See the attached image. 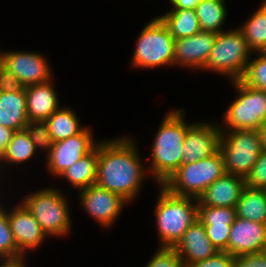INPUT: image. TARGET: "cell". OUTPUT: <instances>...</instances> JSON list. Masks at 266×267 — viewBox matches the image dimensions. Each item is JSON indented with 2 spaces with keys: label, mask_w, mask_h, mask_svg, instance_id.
Segmentation results:
<instances>
[{
  "label": "cell",
  "mask_w": 266,
  "mask_h": 267,
  "mask_svg": "<svg viewBox=\"0 0 266 267\" xmlns=\"http://www.w3.org/2000/svg\"><path fill=\"white\" fill-rule=\"evenodd\" d=\"M134 142L129 138L98 143L96 182L127 202L141 189L146 172Z\"/></svg>",
  "instance_id": "obj_1"
},
{
  "label": "cell",
  "mask_w": 266,
  "mask_h": 267,
  "mask_svg": "<svg viewBox=\"0 0 266 267\" xmlns=\"http://www.w3.org/2000/svg\"><path fill=\"white\" fill-rule=\"evenodd\" d=\"M183 112V114H182ZM183 109L169 112L155 136L152 146V166L157 182L163 185L182 164V148L187 130L193 125L184 122Z\"/></svg>",
  "instance_id": "obj_2"
},
{
  "label": "cell",
  "mask_w": 266,
  "mask_h": 267,
  "mask_svg": "<svg viewBox=\"0 0 266 267\" xmlns=\"http://www.w3.org/2000/svg\"><path fill=\"white\" fill-rule=\"evenodd\" d=\"M155 215L161 247L174 248L186 230L198 219V199L173 195L161 185Z\"/></svg>",
  "instance_id": "obj_3"
},
{
  "label": "cell",
  "mask_w": 266,
  "mask_h": 267,
  "mask_svg": "<svg viewBox=\"0 0 266 267\" xmlns=\"http://www.w3.org/2000/svg\"><path fill=\"white\" fill-rule=\"evenodd\" d=\"M226 173L222 153L218 151L205 159L181 164L162 185L177 196H199L218 178Z\"/></svg>",
  "instance_id": "obj_4"
},
{
  "label": "cell",
  "mask_w": 266,
  "mask_h": 267,
  "mask_svg": "<svg viewBox=\"0 0 266 267\" xmlns=\"http://www.w3.org/2000/svg\"><path fill=\"white\" fill-rule=\"evenodd\" d=\"M250 52L252 51L239 28L219 32L202 69L230 76L232 81L240 80L249 62Z\"/></svg>",
  "instance_id": "obj_5"
},
{
  "label": "cell",
  "mask_w": 266,
  "mask_h": 267,
  "mask_svg": "<svg viewBox=\"0 0 266 267\" xmlns=\"http://www.w3.org/2000/svg\"><path fill=\"white\" fill-rule=\"evenodd\" d=\"M221 132L219 151L226 173L245 178L264 150L260 130H232L227 133L222 128Z\"/></svg>",
  "instance_id": "obj_6"
},
{
  "label": "cell",
  "mask_w": 266,
  "mask_h": 267,
  "mask_svg": "<svg viewBox=\"0 0 266 267\" xmlns=\"http://www.w3.org/2000/svg\"><path fill=\"white\" fill-rule=\"evenodd\" d=\"M22 204L48 236H64L70 231V212L65 197L55 189H43L25 196Z\"/></svg>",
  "instance_id": "obj_7"
},
{
  "label": "cell",
  "mask_w": 266,
  "mask_h": 267,
  "mask_svg": "<svg viewBox=\"0 0 266 267\" xmlns=\"http://www.w3.org/2000/svg\"><path fill=\"white\" fill-rule=\"evenodd\" d=\"M175 39L159 17L149 22L139 35L132 64L150 68L174 65Z\"/></svg>",
  "instance_id": "obj_8"
},
{
  "label": "cell",
  "mask_w": 266,
  "mask_h": 267,
  "mask_svg": "<svg viewBox=\"0 0 266 267\" xmlns=\"http://www.w3.org/2000/svg\"><path fill=\"white\" fill-rule=\"evenodd\" d=\"M239 94L224 113V123L232 130H259L266 121V92L251 88L241 80L232 81Z\"/></svg>",
  "instance_id": "obj_9"
},
{
  "label": "cell",
  "mask_w": 266,
  "mask_h": 267,
  "mask_svg": "<svg viewBox=\"0 0 266 267\" xmlns=\"http://www.w3.org/2000/svg\"><path fill=\"white\" fill-rule=\"evenodd\" d=\"M92 133L84 128L79 134L65 140L53 142L47 154V166L53 175L60 176L73 163L92 152L98 143L93 141Z\"/></svg>",
  "instance_id": "obj_10"
},
{
  "label": "cell",
  "mask_w": 266,
  "mask_h": 267,
  "mask_svg": "<svg viewBox=\"0 0 266 267\" xmlns=\"http://www.w3.org/2000/svg\"><path fill=\"white\" fill-rule=\"evenodd\" d=\"M2 54V65L18 78L22 87L51 80V69L47 60L41 54L20 51Z\"/></svg>",
  "instance_id": "obj_11"
},
{
  "label": "cell",
  "mask_w": 266,
  "mask_h": 267,
  "mask_svg": "<svg viewBox=\"0 0 266 267\" xmlns=\"http://www.w3.org/2000/svg\"><path fill=\"white\" fill-rule=\"evenodd\" d=\"M80 194L84 209L104 227L111 226L115 222L127 202L121 196L97 184L82 189Z\"/></svg>",
  "instance_id": "obj_12"
},
{
  "label": "cell",
  "mask_w": 266,
  "mask_h": 267,
  "mask_svg": "<svg viewBox=\"0 0 266 267\" xmlns=\"http://www.w3.org/2000/svg\"><path fill=\"white\" fill-rule=\"evenodd\" d=\"M221 127L196 123L188 130L182 148V164L205 159L219 151Z\"/></svg>",
  "instance_id": "obj_13"
},
{
  "label": "cell",
  "mask_w": 266,
  "mask_h": 267,
  "mask_svg": "<svg viewBox=\"0 0 266 267\" xmlns=\"http://www.w3.org/2000/svg\"><path fill=\"white\" fill-rule=\"evenodd\" d=\"M266 249V224L235 218L228 240V253L233 257L264 252Z\"/></svg>",
  "instance_id": "obj_14"
},
{
  "label": "cell",
  "mask_w": 266,
  "mask_h": 267,
  "mask_svg": "<svg viewBox=\"0 0 266 267\" xmlns=\"http://www.w3.org/2000/svg\"><path fill=\"white\" fill-rule=\"evenodd\" d=\"M216 36L214 32L200 31L193 36L175 40L174 65L202 69Z\"/></svg>",
  "instance_id": "obj_15"
},
{
  "label": "cell",
  "mask_w": 266,
  "mask_h": 267,
  "mask_svg": "<svg viewBox=\"0 0 266 267\" xmlns=\"http://www.w3.org/2000/svg\"><path fill=\"white\" fill-rule=\"evenodd\" d=\"M9 212L8 222L19 252L24 255L27 249L40 246L46 234L27 208L19 204Z\"/></svg>",
  "instance_id": "obj_16"
},
{
  "label": "cell",
  "mask_w": 266,
  "mask_h": 267,
  "mask_svg": "<svg viewBox=\"0 0 266 267\" xmlns=\"http://www.w3.org/2000/svg\"><path fill=\"white\" fill-rule=\"evenodd\" d=\"M184 267L214 256L218 250L207 236L205 226L197 219L174 247Z\"/></svg>",
  "instance_id": "obj_17"
},
{
  "label": "cell",
  "mask_w": 266,
  "mask_h": 267,
  "mask_svg": "<svg viewBox=\"0 0 266 267\" xmlns=\"http://www.w3.org/2000/svg\"><path fill=\"white\" fill-rule=\"evenodd\" d=\"M245 187L244 178L225 173L198 198V205L235 208Z\"/></svg>",
  "instance_id": "obj_18"
},
{
  "label": "cell",
  "mask_w": 266,
  "mask_h": 267,
  "mask_svg": "<svg viewBox=\"0 0 266 267\" xmlns=\"http://www.w3.org/2000/svg\"><path fill=\"white\" fill-rule=\"evenodd\" d=\"M29 122L46 121L58 108L59 101L51 80L25 87Z\"/></svg>",
  "instance_id": "obj_19"
},
{
  "label": "cell",
  "mask_w": 266,
  "mask_h": 267,
  "mask_svg": "<svg viewBox=\"0 0 266 267\" xmlns=\"http://www.w3.org/2000/svg\"><path fill=\"white\" fill-rule=\"evenodd\" d=\"M25 87L14 92H0V125L14 131L28 123Z\"/></svg>",
  "instance_id": "obj_20"
},
{
  "label": "cell",
  "mask_w": 266,
  "mask_h": 267,
  "mask_svg": "<svg viewBox=\"0 0 266 267\" xmlns=\"http://www.w3.org/2000/svg\"><path fill=\"white\" fill-rule=\"evenodd\" d=\"M175 40L187 38L202 31L195 9H172L158 16Z\"/></svg>",
  "instance_id": "obj_21"
},
{
  "label": "cell",
  "mask_w": 266,
  "mask_h": 267,
  "mask_svg": "<svg viewBox=\"0 0 266 267\" xmlns=\"http://www.w3.org/2000/svg\"><path fill=\"white\" fill-rule=\"evenodd\" d=\"M235 209L237 217L266 224V189L245 186Z\"/></svg>",
  "instance_id": "obj_22"
},
{
  "label": "cell",
  "mask_w": 266,
  "mask_h": 267,
  "mask_svg": "<svg viewBox=\"0 0 266 267\" xmlns=\"http://www.w3.org/2000/svg\"><path fill=\"white\" fill-rule=\"evenodd\" d=\"M98 164V144L96 148L82 159L73 163L60 175L64 176L73 187L79 190L95 184Z\"/></svg>",
  "instance_id": "obj_23"
},
{
  "label": "cell",
  "mask_w": 266,
  "mask_h": 267,
  "mask_svg": "<svg viewBox=\"0 0 266 267\" xmlns=\"http://www.w3.org/2000/svg\"><path fill=\"white\" fill-rule=\"evenodd\" d=\"M53 142L65 140L79 134L84 127H80L74 111L69 108H58L46 121Z\"/></svg>",
  "instance_id": "obj_24"
},
{
  "label": "cell",
  "mask_w": 266,
  "mask_h": 267,
  "mask_svg": "<svg viewBox=\"0 0 266 267\" xmlns=\"http://www.w3.org/2000/svg\"><path fill=\"white\" fill-rule=\"evenodd\" d=\"M194 9L202 31L216 34L223 31L221 27L227 14L225 0H200Z\"/></svg>",
  "instance_id": "obj_25"
},
{
  "label": "cell",
  "mask_w": 266,
  "mask_h": 267,
  "mask_svg": "<svg viewBox=\"0 0 266 267\" xmlns=\"http://www.w3.org/2000/svg\"><path fill=\"white\" fill-rule=\"evenodd\" d=\"M239 29L251 51L257 53L262 51L266 46V7L261 4V7Z\"/></svg>",
  "instance_id": "obj_26"
},
{
  "label": "cell",
  "mask_w": 266,
  "mask_h": 267,
  "mask_svg": "<svg viewBox=\"0 0 266 267\" xmlns=\"http://www.w3.org/2000/svg\"><path fill=\"white\" fill-rule=\"evenodd\" d=\"M37 149L26 129L15 131L5 152L0 157L6 163H21L34 156Z\"/></svg>",
  "instance_id": "obj_27"
},
{
  "label": "cell",
  "mask_w": 266,
  "mask_h": 267,
  "mask_svg": "<svg viewBox=\"0 0 266 267\" xmlns=\"http://www.w3.org/2000/svg\"><path fill=\"white\" fill-rule=\"evenodd\" d=\"M8 222L7 212L0 207V259L3 261L22 260Z\"/></svg>",
  "instance_id": "obj_28"
},
{
  "label": "cell",
  "mask_w": 266,
  "mask_h": 267,
  "mask_svg": "<svg viewBox=\"0 0 266 267\" xmlns=\"http://www.w3.org/2000/svg\"><path fill=\"white\" fill-rule=\"evenodd\" d=\"M260 56L247 63L243 77L240 79L245 85L266 92V58Z\"/></svg>",
  "instance_id": "obj_29"
},
{
  "label": "cell",
  "mask_w": 266,
  "mask_h": 267,
  "mask_svg": "<svg viewBox=\"0 0 266 267\" xmlns=\"http://www.w3.org/2000/svg\"><path fill=\"white\" fill-rule=\"evenodd\" d=\"M235 218V208L198 205V220L202 224H232Z\"/></svg>",
  "instance_id": "obj_30"
},
{
  "label": "cell",
  "mask_w": 266,
  "mask_h": 267,
  "mask_svg": "<svg viewBox=\"0 0 266 267\" xmlns=\"http://www.w3.org/2000/svg\"><path fill=\"white\" fill-rule=\"evenodd\" d=\"M26 131L30 135L31 141L35 148L47 149L49 153L53 146V140L45 121L28 122L25 126Z\"/></svg>",
  "instance_id": "obj_31"
},
{
  "label": "cell",
  "mask_w": 266,
  "mask_h": 267,
  "mask_svg": "<svg viewBox=\"0 0 266 267\" xmlns=\"http://www.w3.org/2000/svg\"><path fill=\"white\" fill-rule=\"evenodd\" d=\"M245 186L266 189V150H263L252 169L244 178Z\"/></svg>",
  "instance_id": "obj_32"
},
{
  "label": "cell",
  "mask_w": 266,
  "mask_h": 267,
  "mask_svg": "<svg viewBox=\"0 0 266 267\" xmlns=\"http://www.w3.org/2000/svg\"><path fill=\"white\" fill-rule=\"evenodd\" d=\"M211 243L218 251L228 252V240L232 224H203Z\"/></svg>",
  "instance_id": "obj_33"
},
{
  "label": "cell",
  "mask_w": 266,
  "mask_h": 267,
  "mask_svg": "<svg viewBox=\"0 0 266 267\" xmlns=\"http://www.w3.org/2000/svg\"><path fill=\"white\" fill-rule=\"evenodd\" d=\"M146 267H184L174 248L160 247Z\"/></svg>",
  "instance_id": "obj_34"
},
{
  "label": "cell",
  "mask_w": 266,
  "mask_h": 267,
  "mask_svg": "<svg viewBox=\"0 0 266 267\" xmlns=\"http://www.w3.org/2000/svg\"><path fill=\"white\" fill-rule=\"evenodd\" d=\"M234 257L226 251H218L214 256L192 263L186 267H232Z\"/></svg>",
  "instance_id": "obj_35"
},
{
  "label": "cell",
  "mask_w": 266,
  "mask_h": 267,
  "mask_svg": "<svg viewBox=\"0 0 266 267\" xmlns=\"http://www.w3.org/2000/svg\"><path fill=\"white\" fill-rule=\"evenodd\" d=\"M232 267H266V253L260 252L234 257Z\"/></svg>",
  "instance_id": "obj_36"
},
{
  "label": "cell",
  "mask_w": 266,
  "mask_h": 267,
  "mask_svg": "<svg viewBox=\"0 0 266 267\" xmlns=\"http://www.w3.org/2000/svg\"><path fill=\"white\" fill-rule=\"evenodd\" d=\"M22 88L18 78L3 65L0 66V92H14Z\"/></svg>",
  "instance_id": "obj_37"
},
{
  "label": "cell",
  "mask_w": 266,
  "mask_h": 267,
  "mask_svg": "<svg viewBox=\"0 0 266 267\" xmlns=\"http://www.w3.org/2000/svg\"><path fill=\"white\" fill-rule=\"evenodd\" d=\"M14 133H15L14 130L4 127L3 125H0V157L5 152Z\"/></svg>",
  "instance_id": "obj_38"
},
{
  "label": "cell",
  "mask_w": 266,
  "mask_h": 267,
  "mask_svg": "<svg viewBox=\"0 0 266 267\" xmlns=\"http://www.w3.org/2000/svg\"><path fill=\"white\" fill-rule=\"evenodd\" d=\"M173 9H194L200 0H169Z\"/></svg>",
  "instance_id": "obj_39"
},
{
  "label": "cell",
  "mask_w": 266,
  "mask_h": 267,
  "mask_svg": "<svg viewBox=\"0 0 266 267\" xmlns=\"http://www.w3.org/2000/svg\"><path fill=\"white\" fill-rule=\"evenodd\" d=\"M24 260H17V261H3L0 264V267H25Z\"/></svg>",
  "instance_id": "obj_40"
},
{
  "label": "cell",
  "mask_w": 266,
  "mask_h": 267,
  "mask_svg": "<svg viewBox=\"0 0 266 267\" xmlns=\"http://www.w3.org/2000/svg\"><path fill=\"white\" fill-rule=\"evenodd\" d=\"M261 139L264 150H266V121L260 127Z\"/></svg>",
  "instance_id": "obj_41"
},
{
  "label": "cell",
  "mask_w": 266,
  "mask_h": 267,
  "mask_svg": "<svg viewBox=\"0 0 266 267\" xmlns=\"http://www.w3.org/2000/svg\"><path fill=\"white\" fill-rule=\"evenodd\" d=\"M261 55H263L266 58V46L263 48L262 51L259 52Z\"/></svg>",
  "instance_id": "obj_42"
},
{
  "label": "cell",
  "mask_w": 266,
  "mask_h": 267,
  "mask_svg": "<svg viewBox=\"0 0 266 267\" xmlns=\"http://www.w3.org/2000/svg\"><path fill=\"white\" fill-rule=\"evenodd\" d=\"M2 61H3V54H0V66L2 65Z\"/></svg>",
  "instance_id": "obj_43"
},
{
  "label": "cell",
  "mask_w": 266,
  "mask_h": 267,
  "mask_svg": "<svg viewBox=\"0 0 266 267\" xmlns=\"http://www.w3.org/2000/svg\"><path fill=\"white\" fill-rule=\"evenodd\" d=\"M265 7H266V0L265 1H263V3H262Z\"/></svg>",
  "instance_id": "obj_44"
}]
</instances>
